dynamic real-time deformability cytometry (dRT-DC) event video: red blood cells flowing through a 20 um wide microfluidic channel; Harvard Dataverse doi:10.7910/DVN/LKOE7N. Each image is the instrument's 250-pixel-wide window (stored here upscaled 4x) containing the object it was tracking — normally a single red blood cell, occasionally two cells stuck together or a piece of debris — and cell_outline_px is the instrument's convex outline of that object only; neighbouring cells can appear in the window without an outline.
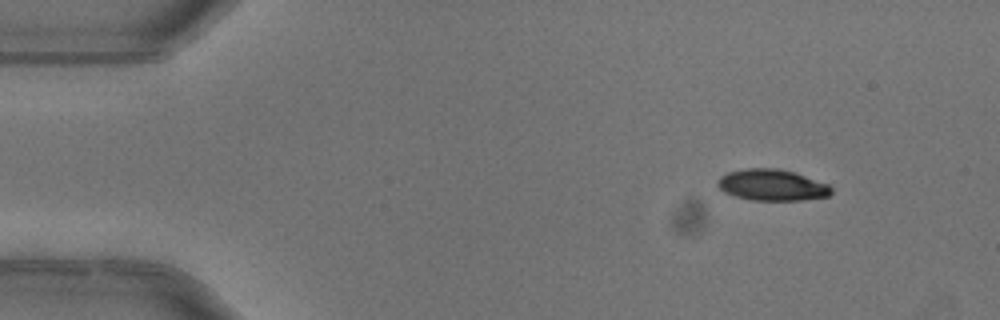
{"species": "common noctule bat (a hibernating species)", "species_latin": "Nyctalus noctula", "temperature_condition": "warm", "stored_images_in_passage": 4, "camera_frame_rate_fps": 3000, "um_per_image_px": 0.085, "animal": {"sex": "female"}, "frame": {"image": 1, "passage_image": 1, "time_ms": 0.0, "image_size_px": [1000, 320], "cell_outline_px": [[832, 192], [828, 196], [800, 200], [752, 200], [736, 196], [724, 192], [716, 184], [716, 180], [720, 176], [728, 172], [744, 168], [780, 168], [796, 172], [828, 184], [832, 188]], "centroid_in_image_um": [65.61, 15.71], "position_along_channel_um": 19.4, "area_um2": 20.87}}
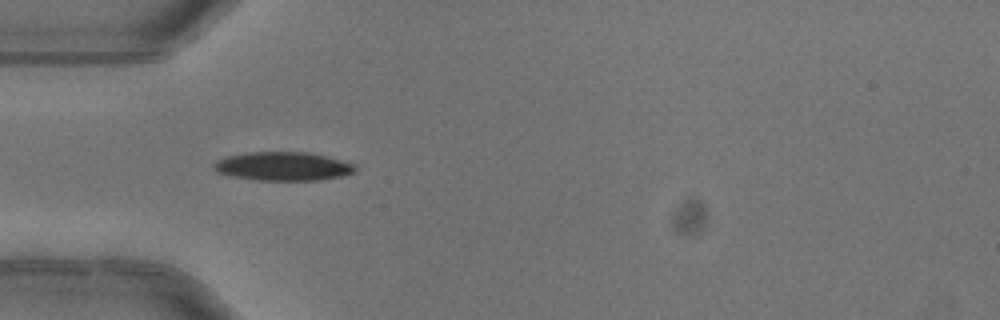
{"frame": {"image": 2, "passage_image": 4, "time_ms": 1.0, "image_size_px": [1000, 320], "cell_outline_px": [[356, 172], [340, 176], [316, 180], [256, 180], [216, 172], [212, 168], [212, 164], [216, 160], [228, 156], [248, 152], [308, 152], [328, 156], [352, 164], [356, 168]], "centroid_in_image_um": [24.03, 14.13], "position_along_channel_um": 61.0, "area_um2": 23.47}}